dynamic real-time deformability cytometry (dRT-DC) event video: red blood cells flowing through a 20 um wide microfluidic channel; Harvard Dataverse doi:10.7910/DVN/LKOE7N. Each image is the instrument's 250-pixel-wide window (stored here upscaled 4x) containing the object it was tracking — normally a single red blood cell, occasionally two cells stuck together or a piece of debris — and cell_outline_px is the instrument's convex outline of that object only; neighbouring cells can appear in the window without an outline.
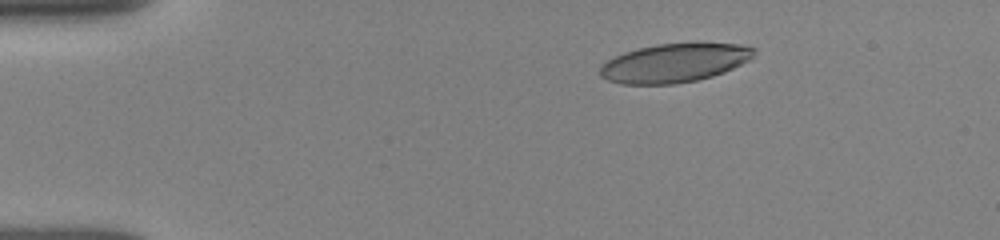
{"species": "human", "species_latin": "Homo sapiens", "temperature_condition": "room temperature", "stored_images_in_passage": 22, "camera_frame_rate_fps": 3000, "um_per_image_px": 0.085, "donor": {"sex": "female"}, "frame": {"image": 1, "passage_image": 1, "time_ms": 0.0, "image_size_px": [1000, 240], "cell_outline_px": [[756, 48], [752, 56], [748, 60], [724, 72], [712, 76], [696, 80], [676, 84], [620, 84], [608, 80], [600, 76], [600, 64], [624, 52], [656, 44], [696, 40], [740, 44]], "centroid_in_image_um": [57.35, 5.31], "position_along_channel_um": 27.7, "area_um2": 35.55}}
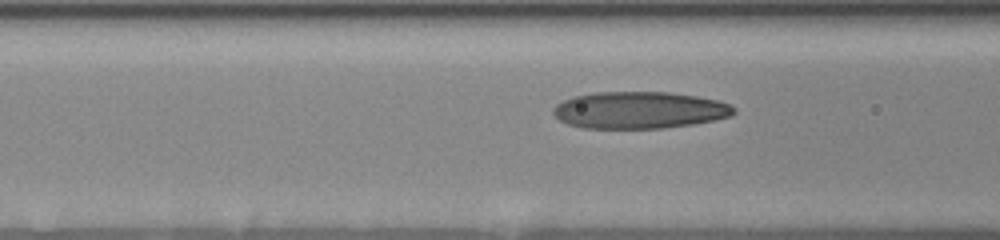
{"frame": {"image": 2, "passage_image": 13, "time_ms": 4.0, "image_size_px": [1000, 240], "cell_outline_px": [[736, 112], [732, 116], [716, 120], [692, 124], [660, 128], [584, 128], [568, 124], [560, 120], [552, 112], [552, 108], [556, 104], [572, 96], [596, 92], [668, 92], [696, 96], [716, 100], [728, 104], [736, 108]], "centroid_in_image_um": [54.34, 9.36], "position_along_channel_um": 112.3, "area_um2": 38.9}}
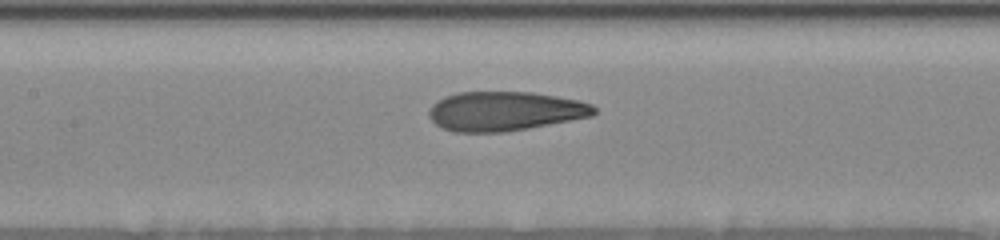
{"frame": {"image": 3, "passage_image": 18, "time_ms": 5.333, "image_size_px": [1000, 240], "cell_outline_px": [[596, 112], [592, 116], [528, 128], [504, 132], [452, 132], [436, 124], [428, 116], [428, 112], [432, 104], [444, 96], [456, 92], [532, 92], [580, 100], [592, 104], [596, 108]], "centroid_in_image_um": [42.9, 9.44], "position_along_channel_um": 164.5, "area_um2": 37.92}}